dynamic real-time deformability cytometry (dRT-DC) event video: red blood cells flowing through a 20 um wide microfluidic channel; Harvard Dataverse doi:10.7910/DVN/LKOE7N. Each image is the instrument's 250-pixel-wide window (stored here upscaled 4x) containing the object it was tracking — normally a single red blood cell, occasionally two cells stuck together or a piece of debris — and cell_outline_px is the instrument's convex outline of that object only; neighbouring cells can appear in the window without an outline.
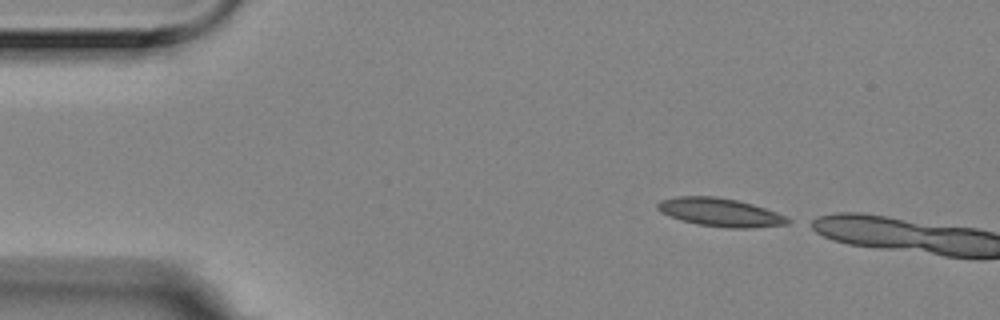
{"species": "Egyptian fruit bat (a non-hibernating species)", "species_latin": "Rousettus aegyptiacus", "temperature_condition": "room temperature", "stored_images_in_passage": 4, "camera_frame_rate_fps": 3000, "um_per_image_px": 0.085, "animal": {"sex": "female"}, "frame": {"image": 1, "passage_image": 1, "time_ms": 0.0, "image_size_px": [1000, 320], "cell_outline_px": [[792, 220], [788, 224], [752, 228], [728, 228], [700, 224], [684, 220], [660, 212], [656, 208], [656, 204], [660, 200], [676, 196], [716, 196], [736, 200], [752, 204], [776, 212]], "centroid_in_image_um": [61.21, 18.04], "position_along_channel_um": 23.8, "area_um2": 21.27}}